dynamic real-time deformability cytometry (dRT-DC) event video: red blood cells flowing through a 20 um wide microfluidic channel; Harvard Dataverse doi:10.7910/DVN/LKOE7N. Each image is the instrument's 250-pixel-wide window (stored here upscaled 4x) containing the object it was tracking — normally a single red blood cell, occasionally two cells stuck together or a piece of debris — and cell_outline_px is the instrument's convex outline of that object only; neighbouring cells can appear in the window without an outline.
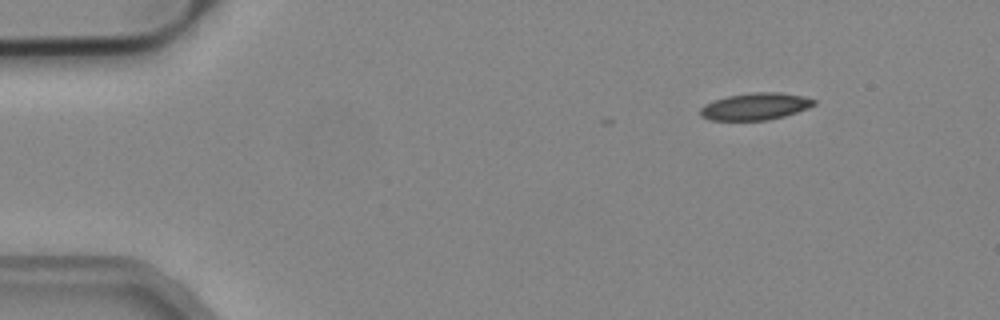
{"species": "common noctule bat (a hibernating species)", "species_latin": "Nyctalus noctula", "temperature_condition": "cold", "stored_images_in_passage": 4, "camera_frame_rate_fps": 3000, "um_per_image_px": 0.085, "animal": {"sex": "male", "body_mass_g": 19.2, "forearm_length_mm": 51.8}, "frame": {"image": 1, "passage_image": 1, "time_ms": 0.0, "image_size_px": [1000, 320], "cell_outline_px": [[816, 104], [808, 108], [784, 116], [768, 120], [708, 120], [700, 116], [700, 108], [704, 104], [728, 96], [752, 92], [780, 92], [804, 96], [816, 100]], "centroid_in_image_um": [64.21, 9.04], "position_along_channel_um": 20.8, "area_um2": 17.92}}